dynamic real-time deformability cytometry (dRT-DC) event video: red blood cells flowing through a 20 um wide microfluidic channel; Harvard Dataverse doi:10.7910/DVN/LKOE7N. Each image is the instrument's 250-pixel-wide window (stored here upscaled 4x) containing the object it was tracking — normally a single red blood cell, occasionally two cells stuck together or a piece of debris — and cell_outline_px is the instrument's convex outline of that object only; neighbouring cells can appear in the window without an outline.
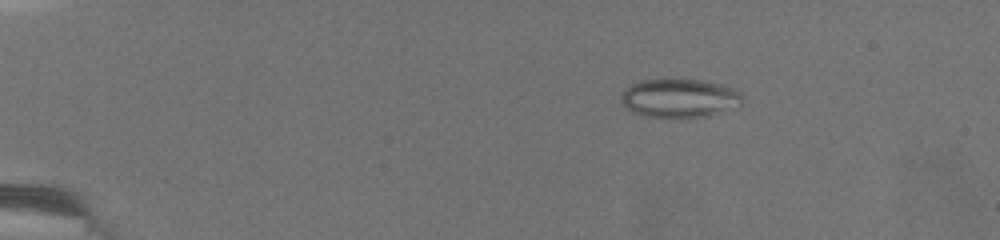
{"species": "common noctule bat (a hibernating species)", "species_latin": "Nyctalus noctula", "temperature_condition": "warm", "stored_images_in_passage": 49, "camera_frame_rate_fps": 3000, "um_per_image_px": 0.085, "animal": {"sex": "female", "body_mass_g": 19.5, "forearm_length_mm": 54.1}, "frame": {"image": 1, "passage_image": 8, "time_ms": 2.333, "image_size_px": [1000, 240], "cell_outline_px": [[744, 104], [740, 108], [708, 116], [648, 116], [632, 112], [624, 104], [620, 96], [632, 84], [640, 80], [664, 76], [708, 80], [732, 88], [740, 92], [744, 96]], "centroid_in_image_um": [57.85, 8.28], "position_along_channel_um": 27.1, "area_um2": 28.21}}
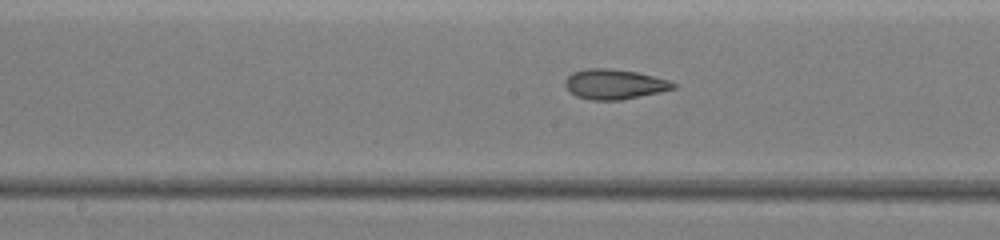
{"frame": {"image": 2, "passage_image": 28, "time_ms": 8.667, "image_size_px": [1000, 240], "cell_outline_px": [[676, 88], [660, 92], [620, 100], [592, 100], [576, 96], [564, 84], [564, 80], [572, 72], [588, 68], [612, 68], [636, 72], [672, 80], [676, 84]], "centroid_in_image_um": [52.25, 7.15], "position_along_channel_um": 196.0, "area_um2": 18.96}}
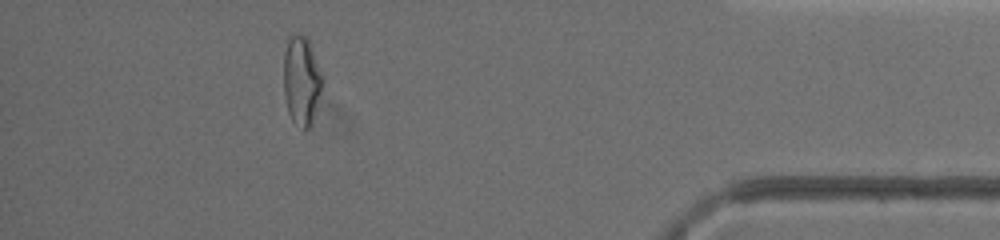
{"frame": {"image": 3, "passage_image": 45, "time_ms": 14.667, "image_size_px": [1000, 240], "cell_outline_px": [[324, 80], [312, 124], [308, 128], [304, 128], [292, 120], [288, 112], [284, 96], [284, 52], [288, 36], [304, 36], [308, 40], [312, 48], [324, 76]], "centroid_in_image_um": [25.64, 6.85], "position_along_channel_um": 409.6, "area_um2": 20.11}, "authors_computed_cell_mechanics": {"area_um2": 21.097, "velocity_mm_per_s": 4.2391, "shape_relaxation_time_tau1_ms": null, "shape_relaxation_time_tau2_ms": 1.9115, "deformation_change_tau1": null, "deformation_change_tau2": 0.0955}}